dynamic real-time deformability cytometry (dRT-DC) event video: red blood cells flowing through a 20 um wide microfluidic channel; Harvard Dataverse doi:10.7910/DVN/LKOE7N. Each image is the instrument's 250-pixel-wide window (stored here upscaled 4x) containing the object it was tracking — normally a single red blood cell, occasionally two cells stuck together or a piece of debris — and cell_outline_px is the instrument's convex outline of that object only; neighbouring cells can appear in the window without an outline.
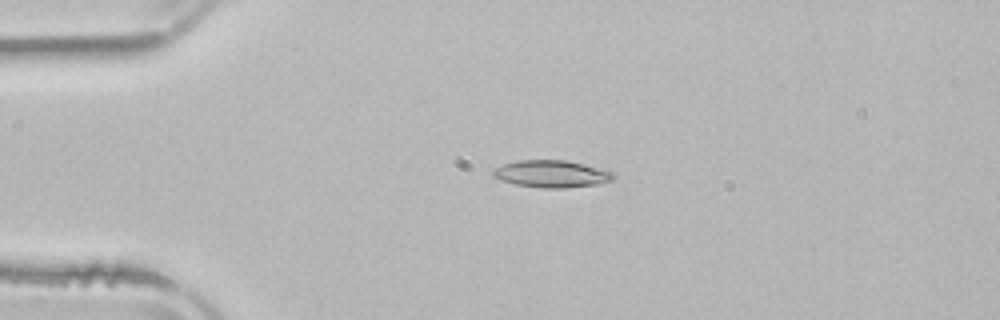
{"species": "common noctule bat (a hibernating species)", "species_latin": "Nyctalus noctula", "temperature_condition": "room temperature", "stored_images_in_passage": 1, "camera_frame_rate_fps": 3000, "um_per_image_px": 0.085, "animal": {"sex": "male", "body_mass_g": 21.5, "forearm_length_mm": 52.0}, "frame": {"image": 1, "passage_image": 1, "time_ms": 0.0, "image_size_px": [1000, 320], "cell_outline_px": [[616, 176], [612, 180], [600, 184], [564, 188], [544, 188], [516, 184], [500, 180], [492, 176], [492, 172], [496, 168], [504, 164], [516, 160], [564, 160], [584, 164], [600, 168], [612, 172]], "centroid_in_image_um": [46.89, 14.78], "position_along_channel_um": 38.1, "area_um2": 19.02}}